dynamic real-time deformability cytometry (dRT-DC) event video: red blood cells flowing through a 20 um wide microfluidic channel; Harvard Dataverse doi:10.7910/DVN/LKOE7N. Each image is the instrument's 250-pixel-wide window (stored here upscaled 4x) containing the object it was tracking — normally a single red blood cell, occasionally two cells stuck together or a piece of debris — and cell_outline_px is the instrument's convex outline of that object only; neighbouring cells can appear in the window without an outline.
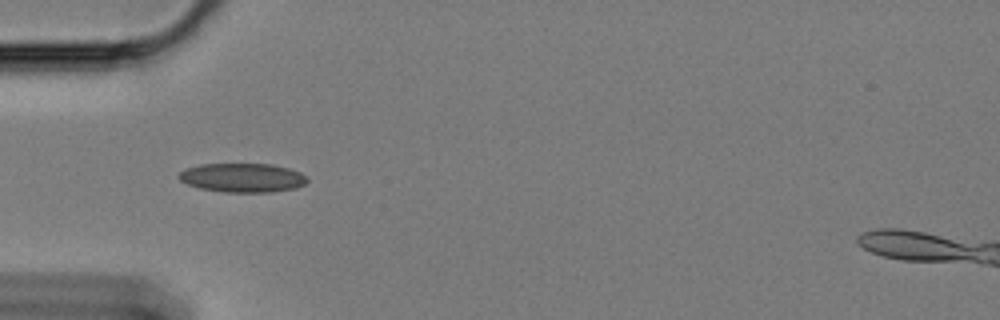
{"species": "Egyptian fruit bat (a non-hibernating species)", "species_latin": "Rousettus aegyptiacus", "temperature_condition": "cold", "stored_images_in_passage": 39, "camera_frame_rate_fps": 3000, "um_per_image_px": 0.085, "animal": {"sex": "female"}, "frame": {"image": 1, "passage_image": 5, "time_ms": 1.333, "image_size_px": [1000, 320], "cell_outline_px": [[308, 180], [304, 184], [296, 188], [272, 192], [224, 192], [200, 188], [188, 184], [180, 180], [176, 176], [184, 168], [200, 164], [272, 164], [288, 168], [300, 172]], "centroid_in_image_um": [20.58, 15.1], "position_along_channel_um": 64.4, "area_um2": 21.73}}
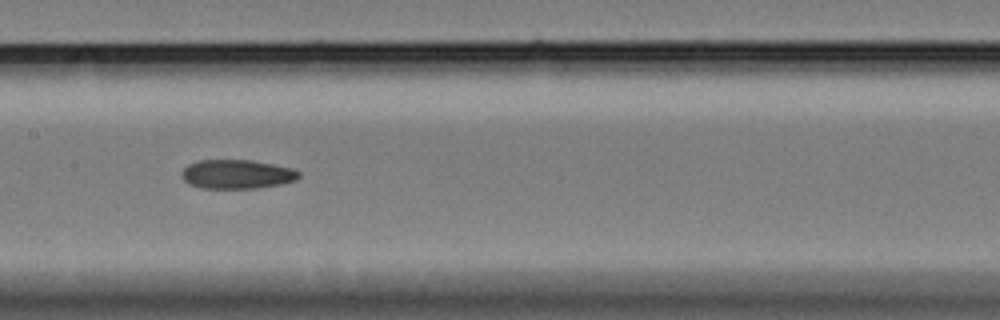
{"frame": {"image": 2, "passage_image": 16, "time_ms": 5.0, "image_size_px": [1000, 320], "cell_outline_px": [[300, 176], [296, 180], [280, 184], [256, 188], [200, 188], [184, 180], [180, 176], [180, 172], [188, 164], [200, 160], [252, 160], [292, 168], [300, 172]], "centroid_in_image_um": [20.12, 14.8], "position_along_channel_um": 187.3, "area_um2": 19.83}}
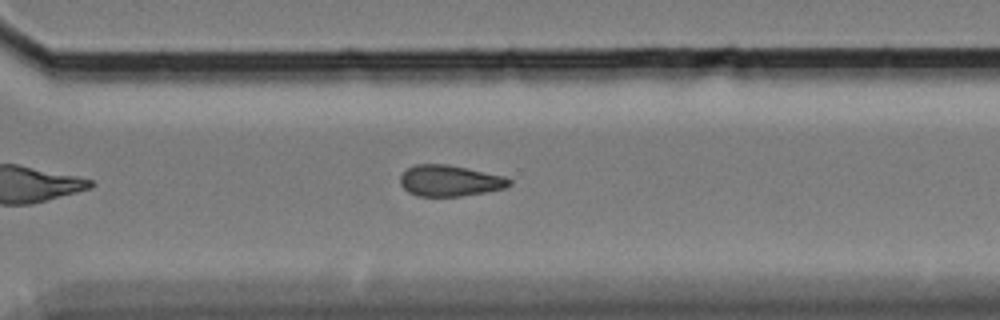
{"frame": {"image": 3, "passage_image": 29, "time_ms": 9.333, "image_size_px": [1000, 320], "cell_outline_px": [[512, 184], [504, 188], [484, 192], [460, 196], [416, 196], [408, 192], [400, 184], [400, 176], [408, 168], [416, 164], [448, 164], [504, 176], [512, 180]], "centroid_in_image_um": [38.22, 15.36], "position_along_channel_um": 332.4, "area_um2": 19.71}}